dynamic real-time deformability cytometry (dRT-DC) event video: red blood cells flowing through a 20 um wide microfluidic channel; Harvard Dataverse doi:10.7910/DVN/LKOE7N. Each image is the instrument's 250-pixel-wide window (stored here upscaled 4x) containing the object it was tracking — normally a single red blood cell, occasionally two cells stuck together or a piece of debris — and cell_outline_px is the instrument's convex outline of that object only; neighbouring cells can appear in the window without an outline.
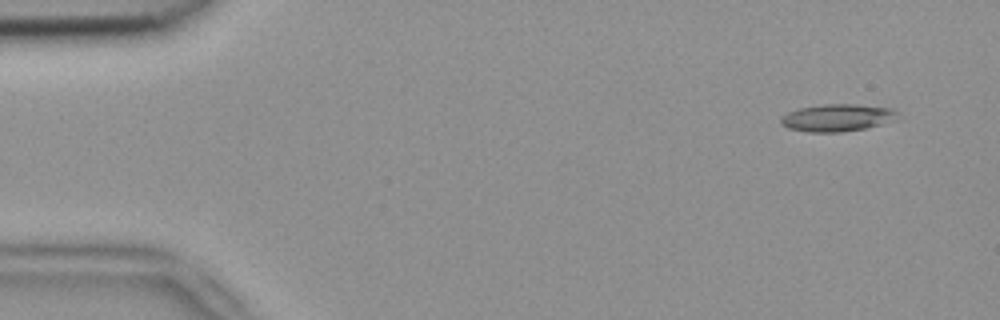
{"species": "common noctule bat (a hibernating species)", "species_latin": "Nyctalus noctula", "temperature_condition": "room temperature", "stored_images_in_passage": 4, "camera_frame_rate_fps": 3000, "um_per_image_px": 0.085, "animal": {"sex": "female", "body_mass_g": 18.4}, "frame": {"image": 1, "passage_image": 1, "time_ms": 0.0, "image_size_px": [1000, 320], "cell_outline_px": [[900, 120], [868, 128], [840, 132], [808, 132], [788, 128], [780, 124], [780, 116], [788, 112], [800, 108], [824, 104], [856, 104], [892, 108], [896, 112]], "centroid_in_image_um": [71.2, 10.01], "position_along_channel_um": 13.8, "area_um2": 18.9}}
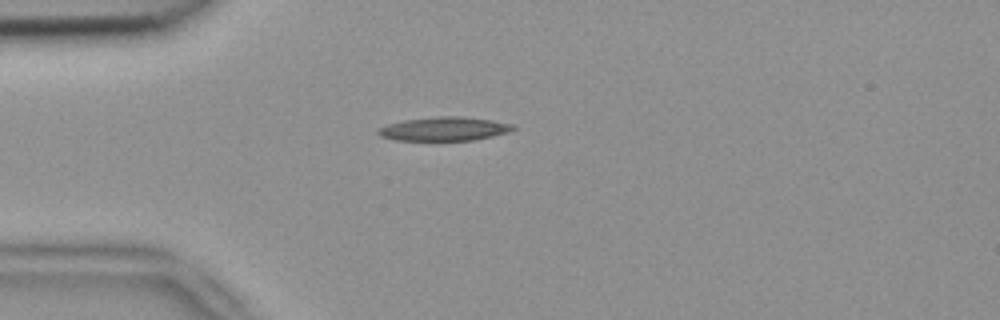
{"frame": {"image": 2, "passage_image": 4, "time_ms": 1.0, "image_size_px": [1000, 320], "cell_outline_px": [[516, 128], [508, 132], [492, 136], [472, 140], [392, 140], [380, 136], [376, 132], [380, 128], [388, 124], [404, 120], [436, 116], [456, 116], [492, 120], [512, 124]], "centroid_in_image_um": [37.73, 10.95], "position_along_channel_um": 47.3, "area_um2": 18.55}}